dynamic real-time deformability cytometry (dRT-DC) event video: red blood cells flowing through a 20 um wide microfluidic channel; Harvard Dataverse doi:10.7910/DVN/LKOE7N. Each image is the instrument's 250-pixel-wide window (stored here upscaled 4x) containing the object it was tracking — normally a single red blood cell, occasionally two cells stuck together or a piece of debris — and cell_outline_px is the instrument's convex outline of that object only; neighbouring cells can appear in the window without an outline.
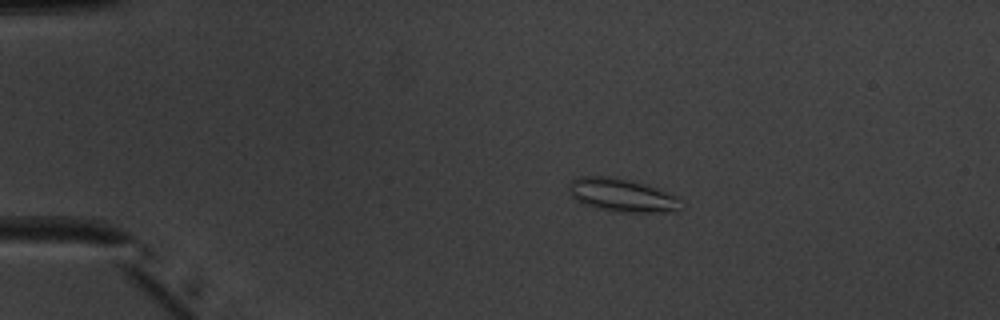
{"species": "common noctule bat (a hibernating species)", "species_latin": "Nyctalus noctula", "temperature_condition": "warm", "stored_images_in_passage": 42, "camera_frame_rate_fps": 3000, "um_per_image_px": 0.085, "animal": {"sex": "male", "body_mass_g": 20.1, "forearm_length_mm": 53.5}, "frame": {"image": 1, "passage_image": 1, "time_ms": 0.0, "image_size_px": [1000, 320], "cell_outline_px": [[680, 212], [624, 212], [600, 208], [584, 204], [576, 200], [572, 196], [568, 188], [568, 184], [572, 180], [580, 176], [604, 176], [632, 180], [656, 188], [676, 196], [680, 200]], "centroid_in_image_um": [52.87, 16.59], "position_along_channel_um": 32.1, "area_um2": 21.5}}
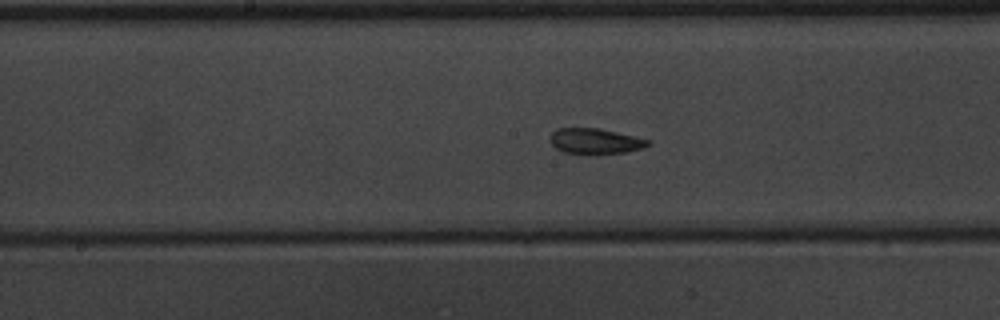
{"frame": {"image": 2, "passage_image": 18, "time_ms": 5.667, "image_size_px": [1000, 320], "cell_outline_px": [[652, 144], [644, 148], [624, 152], [592, 156], [588, 156], [564, 152], [556, 148], [552, 144], [552, 132], [556, 128], [600, 128], [652, 140]], "centroid_in_image_um": [50.65, 12.03], "position_along_channel_um": 197.6, "area_um2": 15.03}}
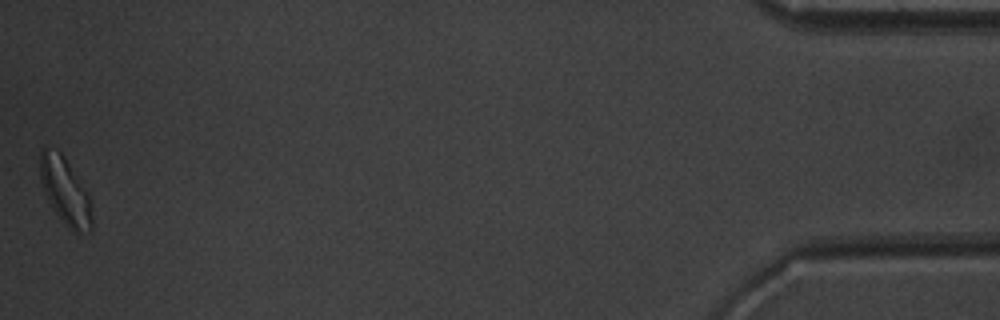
{"frame": {"image": 3, "passage_image": 42, "time_ms": 13.667, "image_size_px": [1000, 320], "cell_outline_px": [[92, 232], [72, 232], [64, 224], [52, 208], [44, 192], [40, 176], [40, 152], [44, 144], [60, 152], [88, 192], [92, 220]], "centroid_in_image_um": [5.53, 16.26], "position_along_channel_um": 429.7, "area_um2": 20.17}, "authors_computed_cell_mechanics": {"area_um2": 15.5193, "velocity_mm_per_s": 3.9727, "shape_relaxation_time_tau1_ms": null, "shape_relaxation_time_tau2_ms": 1.5823, "deformation_change_tau1": null, "deformation_change_tau2": 0.0901}}